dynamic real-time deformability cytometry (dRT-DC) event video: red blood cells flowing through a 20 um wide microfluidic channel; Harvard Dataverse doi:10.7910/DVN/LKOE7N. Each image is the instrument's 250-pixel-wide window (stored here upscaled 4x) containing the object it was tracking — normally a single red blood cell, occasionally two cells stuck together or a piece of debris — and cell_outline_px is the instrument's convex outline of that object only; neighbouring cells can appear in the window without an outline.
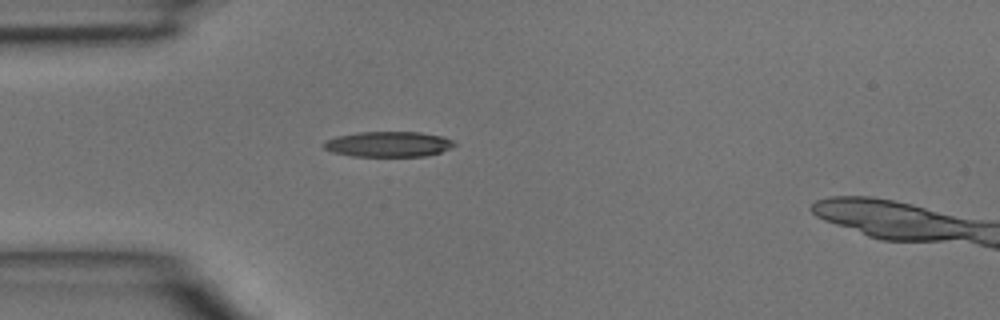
{"species": "common noctule bat (a hibernating species)", "species_latin": "Nyctalus noctula", "temperature_condition": "room temperature", "stored_images_in_passage": 32, "camera_frame_rate_fps": 3000, "um_per_image_px": 0.085, "animal": {"sex": "male", "body_mass_g": 15.6}, "frame": {"image": 1, "passage_image": 1, "time_ms": 0.0, "image_size_px": [1000, 320], "cell_outline_px": [[456, 144], [452, 148], [440, 152], [424, 156], [352, 156], [332, 152], [324, 148], [324, 140], [336, 136], [360, 132], [420, 132], [444, 136], [452, 140]], "centroid_in_image_um": [33.02, 12.25], "position_along_channel_um": 52.0, "area_um2": 19.36}}
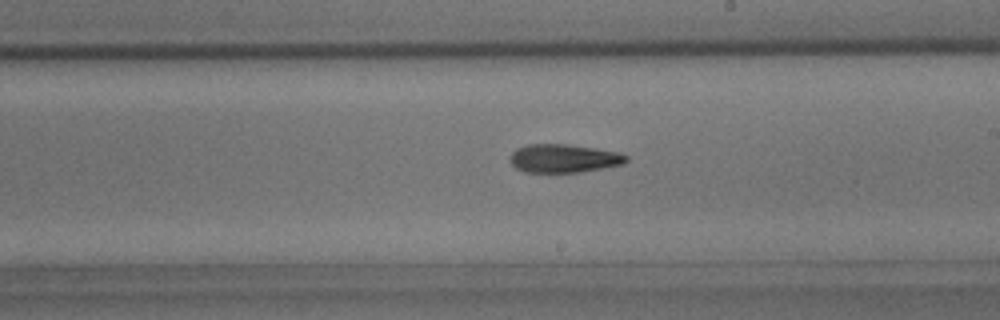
{"frame": {"image": 2, "passage_image": 14, "time_ms": 4.333, "image_size_px": [1000, 320], "cell_outline_px": [[628, 160], [624, 164], [604, 168], [580, 172], [524, 172], [516, 168], [512, 164], [512, 152], [516, 148], [528, 144], [564, 144], [592, 148], [616, 152], [628, 156]], "centroid_in_image_um": [47.92, 13.47], "position_along_channel_um": 241.1, "area_um2": 19.02}}
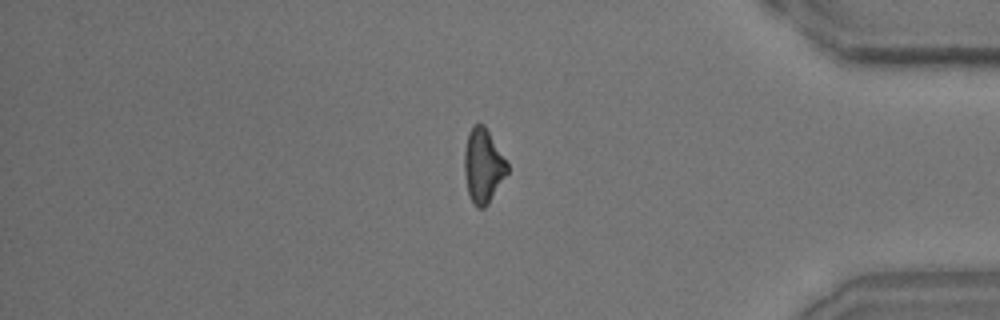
{"frame": {"image": 3, "passage_image": 26, "time_ms": 8.333, "image_size_px": [1000, 320], "cell_outline_px": [[508, 172], [488, 204], [484, 208], [476, 208], [472, 204], [468, 196], [464, 172], [464, 152], [468, 132], [472, 124], [484, 124], [508, 164]], "centroid_in_image_um": [41.04, 14.11], "position_along_channel_um": 394.2, "area_um2": 18.67}}